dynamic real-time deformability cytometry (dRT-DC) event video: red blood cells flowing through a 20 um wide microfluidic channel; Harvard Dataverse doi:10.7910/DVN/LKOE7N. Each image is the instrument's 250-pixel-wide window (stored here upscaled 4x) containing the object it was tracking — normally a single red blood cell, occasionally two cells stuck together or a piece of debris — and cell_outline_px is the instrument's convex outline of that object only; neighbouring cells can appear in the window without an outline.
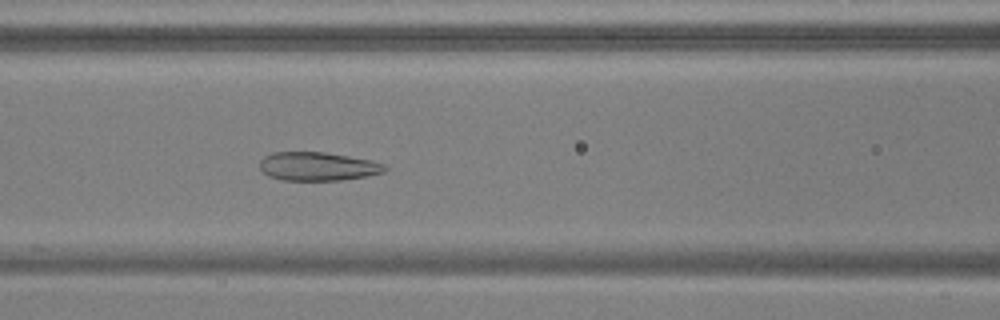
{"species": "common noctule bat (a hibernating species)", "species_latin": "Nyctalus noctula", "temperature_condition": "warm", "stored_images_in_passage": 54, "camera_frame_rate_fps": 3000, "um_per_image_px": 0.085, "animal": {"sex": "male", "body_mass_g": 17.9, "forearm_length_mm": 54.2}, "frame": {"image": 1, "passage_image": 24, "time_ms": 7.667, "image_size_px": [1000, 320], "cell_outline_px": [[388, 168], [384, 172], [364, 176], [340, 180], [284, 180], [268, 176], [260, 168], [260, 160], [264, 156], [272, 152], [324, 152], [372, 160], [384, 164]], "centroid_in_image_um": [27.0, 14.13], "position_along_channel_um": 139.6, "area_um2": 20.75}}
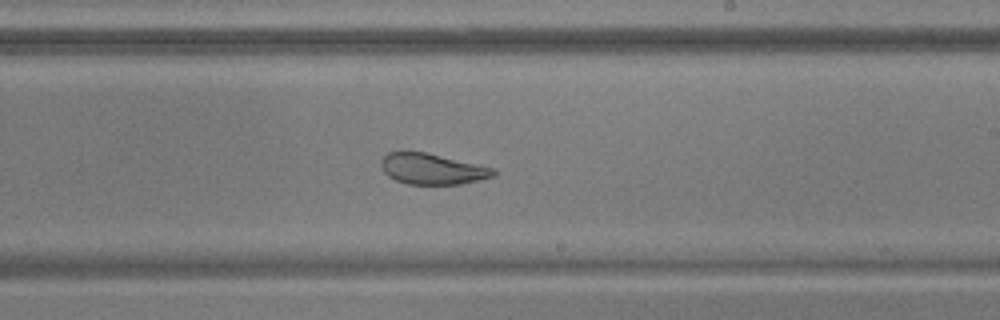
{"frame": {"image": 2, "passage_image": 33, "time_ms": 10.667, "image_size_px": [1000, 320], "cell_outline_px": [[496, 176], [460, 184], [408, 184], [396, 180], [388, 176], [384, 172], [380, 164], [380, 160], [388, 152], [424, 152], [496, 168]], "centroid_in_image_um": [36.75, 14.36], "position_along_channel_um": 252.2, "area_um2": 20.11}}
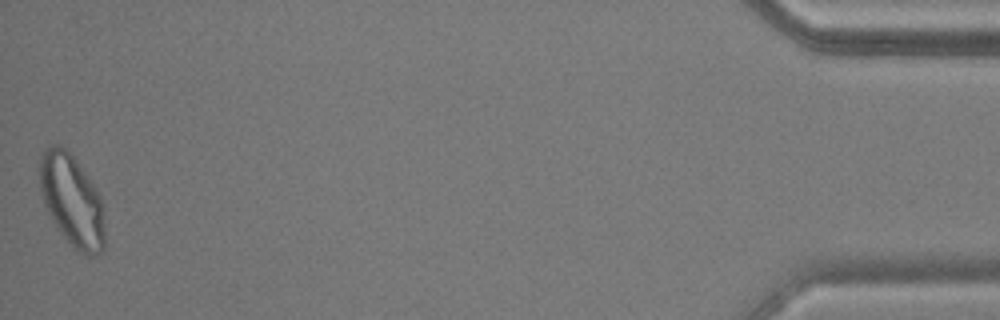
{"frame": {"image": 3, "passage_image": 54, "time_ms": 17.667, "image_size_px": [1000, 320], "cell_outline_px": [[104, 248], [96, 256], [88, 256], [72, 248], [56, 228], [44, 204], [40, 188], [40, 156], [48, 144], [60, 144], [72, 156], [84, 172], [100, 196], [104, 208]], "centroid_in_image_um": [6.11, 17.08], "position_along_channel_um": 429.1, "area_um2": 34.91}, "authors_computed_cell_mechanics": {"area_um2": 28.2064, "velocity_mm_per_s": 3.7692, "shape_relaxation_time_tau1_ms": null, "shape_relaxation_time_tau2_ms": 1.4233, "deformation_change_tau1": null, "deformation_change_tau2": 0.0783}}